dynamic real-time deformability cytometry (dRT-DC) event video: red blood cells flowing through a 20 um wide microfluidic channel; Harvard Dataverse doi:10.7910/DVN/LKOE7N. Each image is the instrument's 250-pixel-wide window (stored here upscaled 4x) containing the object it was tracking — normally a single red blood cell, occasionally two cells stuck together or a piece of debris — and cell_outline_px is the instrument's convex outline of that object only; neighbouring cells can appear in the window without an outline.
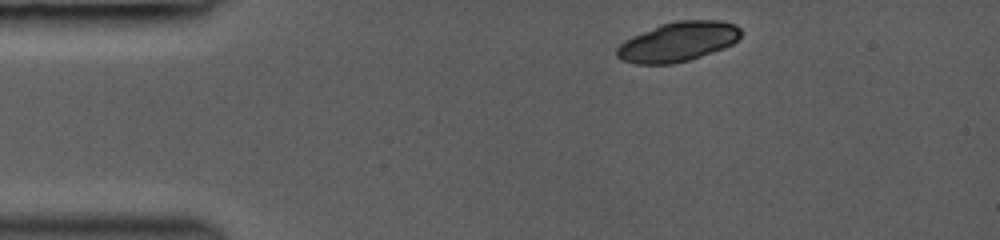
{"species": "common noctule bat (a hibernating species)", "species_latin": "Nyctalus noctula", "temperature_condition": "room temperature", "stored_images_in_passage": 5, "camera_frame_rate_fps": 3000, "um_per_image_px": 0.085, "animal": {"sex": "female", "body_mass_g": 19.0, "forearm_length_mm": 53.3}, "frame": {"image": 1, "passage_image": 1, "time_ms": 0.0, "image_size_px": [1000, 240], "cell_outline_px": [[744, 32], [732, 44], [724, 48], [688, 60], [672, 64], [636, 64], [620, 60], [616, 56], [616, 48], [624, 40], [632, 36], [660, 24], [676, 20], [720, 20], [736, 24]], "centroid_in_image_um": [57.62, 3.54], "position_along_channel_um": 27.4, "area_um2": 28.78}}